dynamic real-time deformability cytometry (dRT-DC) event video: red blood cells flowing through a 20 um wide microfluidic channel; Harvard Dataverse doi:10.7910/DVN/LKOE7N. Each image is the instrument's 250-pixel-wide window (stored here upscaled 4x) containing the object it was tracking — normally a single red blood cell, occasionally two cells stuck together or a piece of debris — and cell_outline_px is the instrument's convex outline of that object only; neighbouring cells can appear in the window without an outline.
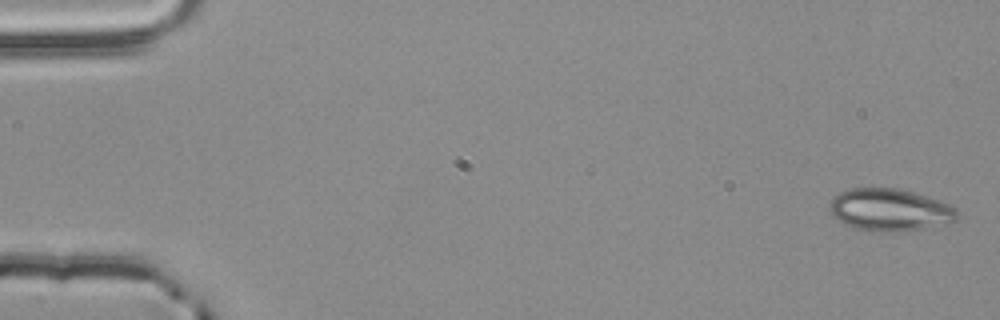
{"species": "common noctule bat (a hibernating species)", "species_latin": "Nyctalus noctula", "temperature_condition": "room temperature", "stored_images_in_passage": 3, "camera_frame_rate_fps": 3000, "um_per_image_px": 0.085, "animal": {"sex": "male", "body_mass_g": 20.4}, "frame": {"image": 1, "passage_image": 1, "time_ms": 0.0, "image_size_px": [1000, 320], "cell_outline_px": [[956, 220], [952, 224], [924, 228], [888, 232], [872, 232], [852, 228], [844, 224], [832, 216], [828, 208], [832, 196], [848, 188], [896, 188], [928, 196], [948, 204], [956, 208]], "centroid_in_image_um": [75.59, 17.85], "position_along_channel_um": 9.4, "area_um2": 31.85}}